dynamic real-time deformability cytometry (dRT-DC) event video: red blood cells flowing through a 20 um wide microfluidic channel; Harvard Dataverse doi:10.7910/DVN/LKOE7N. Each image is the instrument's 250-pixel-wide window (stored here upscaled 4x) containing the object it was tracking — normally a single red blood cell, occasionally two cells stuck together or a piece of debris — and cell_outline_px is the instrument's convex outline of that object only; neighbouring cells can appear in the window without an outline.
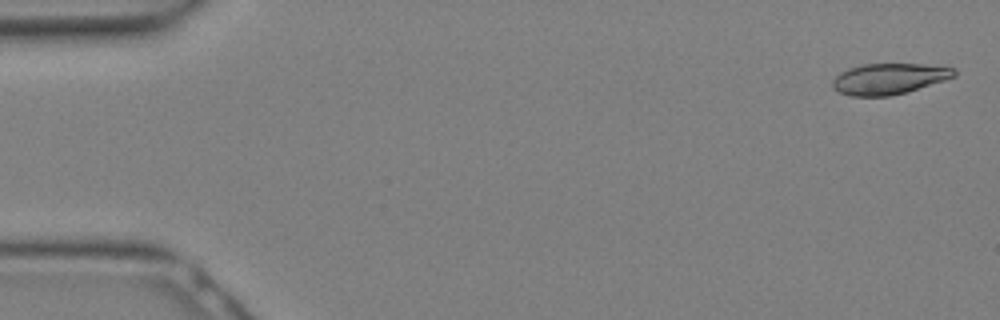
{"species": "Egyptian fruit bat (a non-hibernating species)", "species_latin": "Rousettus aegyptiacus", "temperature_condition": "warm", "stored_images_in_passage": 11, "camera_frame_rate_fps": 3000, "um_per_image_px": 0.085, "animal": {"sex": "female"}, "frame": {"image": 1, "passage_image": 1, "time_ms": 0.0, "image_size_px": [1000, 320], "cell_outline_px": [[956, 76], [908, 92], [888, 96], [852, 96], [840, 92], [832, 88], [832, 80], [840, 72], [848, 68], [864, 64], [924, 64], [956, 68]], "centroid_in_image_um": [75.57, 6.69], "position_along_channel_um": 9.4, "area_um2": 21.96}}
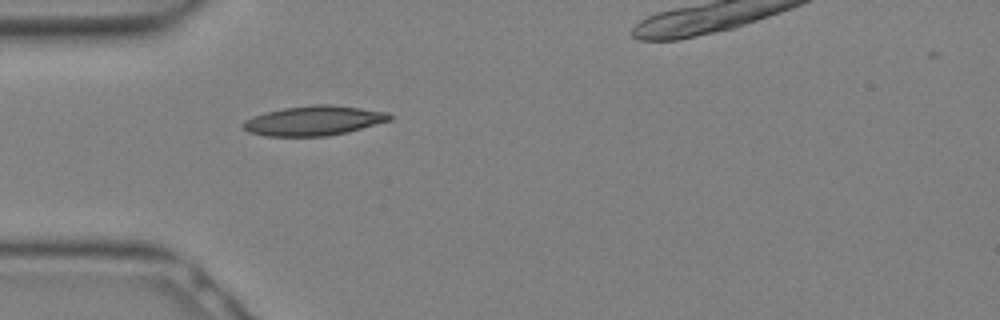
{"frame": {"image": 2, "passage_image": 9, "time_ms": 2.667, "image_size_px": [1000, 320], "cell_outline_px": [[392, 120], [348, 132], [328, 136], [268, 136], [248, 132], [244, 128], [244, 120], [268, 112], [284, 108], [316, 104], [328, 104], [360, 108], [388, 112], [392, 116]], "centroid_in_image_um": [26.73, 10.26], "position_along_channel_um": 58.3, "area_um2": 25.09}}
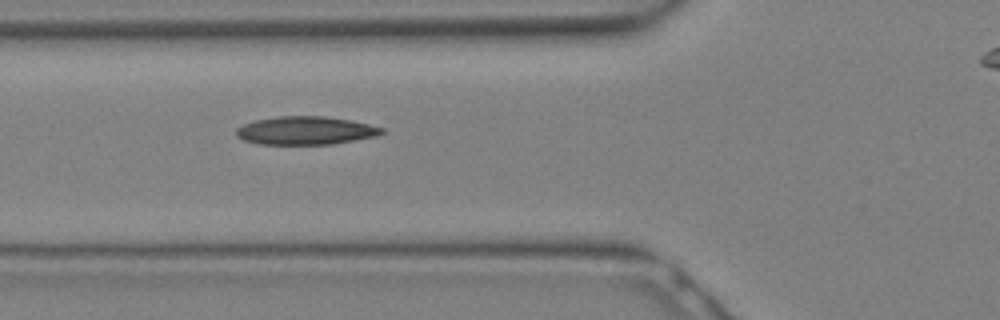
{"frame": {"image": 3, "passage_image": 11, "time_ms": 3.333, "image_size_px": [1000, 320], "cell_outline_px": [[384, 132], [376, 136], [332, 144], [260, 144], [244, 140], [236, 136], [236, 128], [244, 124], [256, 120], [280, 116], [324, 116], [348, 120], [368, 124], [384, 128]], "centroid_in_image_um": [25.96, 11.1], "position_along_channel_um": 99.8, "area_um2": 23.7}}